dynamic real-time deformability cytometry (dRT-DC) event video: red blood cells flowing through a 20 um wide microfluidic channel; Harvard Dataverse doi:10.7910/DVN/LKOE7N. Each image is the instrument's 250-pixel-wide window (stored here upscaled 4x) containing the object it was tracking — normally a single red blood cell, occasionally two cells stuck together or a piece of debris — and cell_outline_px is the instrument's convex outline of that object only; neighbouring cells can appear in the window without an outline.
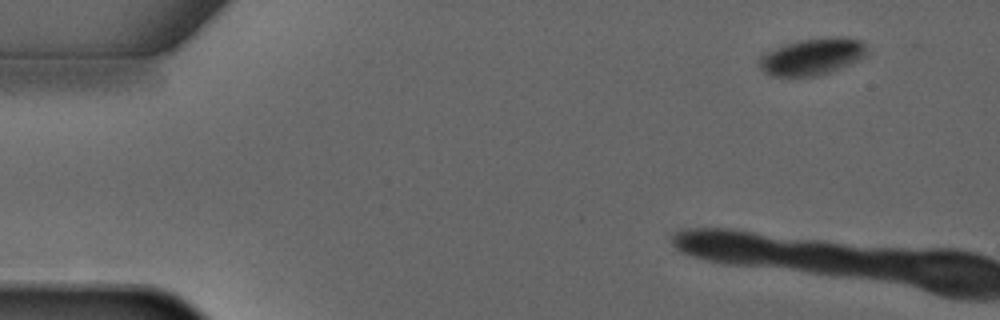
{"species": "common noctule bat (a hibernating species)", "species_latin": "Nyctalus noctula", "temperature_condition": "warm", "stored_images_in_passage": 6, "camera_frame_rate_fps": 3000, "um_per_image_px": 0.085, "animal": {"sex": "male", "forearm_length_mm": 52.5}, "frame": {"image": 1, "passage_image": 1, "time_ms": 0.0, "image_size_px": [1000, 320], "cell_outline_px": [[868, 52], [864, 56], [848, 64], [828, 72], [816, 76], [772, 76], [764, 72], [756, 64], [756, 60], [764, 52], [784, 44], [796, 40], [828, 36], [848, 36], [860, 40], [864, 44]], "centroid_in_image_um": [68.97, 4.78], "position_along_channel_um": 16.0, "area_um2": 23.41}}